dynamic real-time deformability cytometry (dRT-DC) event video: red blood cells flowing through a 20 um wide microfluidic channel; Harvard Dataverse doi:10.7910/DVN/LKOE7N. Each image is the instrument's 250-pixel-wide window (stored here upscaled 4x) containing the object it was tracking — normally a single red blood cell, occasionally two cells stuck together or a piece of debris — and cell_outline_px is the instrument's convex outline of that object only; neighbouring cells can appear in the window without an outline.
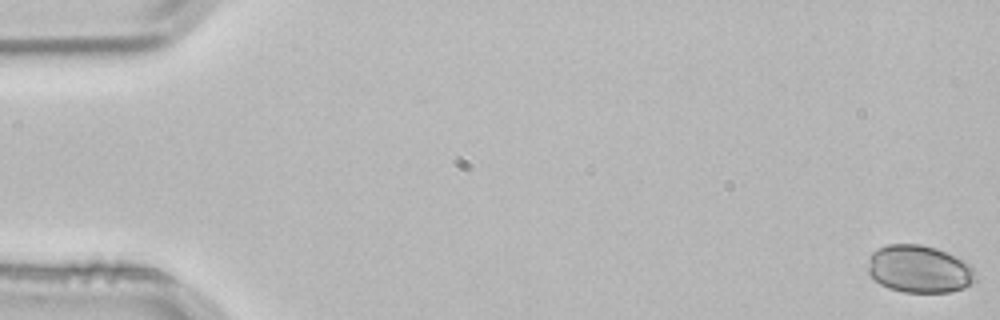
{"species": "common noctule bat (a hibernating species)", "species_latin": "Nyctalus noctula", "temperature_condition": "room temperature", "stored_images_in_passage": 3, "camera_frame_rate_fps": 3000, "um_per_image_px": 0.085, "animal": {"sex": "male", "body_mass_g": 21.5, "forearm_length_mm": 52.0}, "frame": {"image": 1, "passage_image": 1, "time_ms": 0.0, "image_size_px": [1000, 320], "cell_outline_px": [[976, 280], [964, 288], [948, 292], [904, 292], [888, 288], [872, 280], [868, 276], [868, 256], [872, 252], [888, 244], [920, 244], [936, 248], [964, 260], [972, 264]], "centroid_in_image_um": [78.11, 22.87], "position_along_channel_um": 6.9, "area_um2": 30.11}}